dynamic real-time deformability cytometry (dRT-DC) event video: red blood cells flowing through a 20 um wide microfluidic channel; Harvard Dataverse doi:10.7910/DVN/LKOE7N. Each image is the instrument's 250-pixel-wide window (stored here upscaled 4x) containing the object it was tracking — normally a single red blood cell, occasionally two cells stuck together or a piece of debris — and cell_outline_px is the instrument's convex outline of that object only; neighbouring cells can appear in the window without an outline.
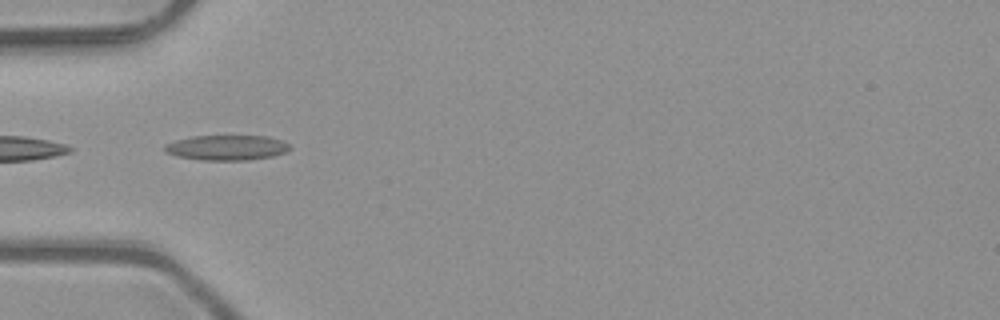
{"species": "common noctule bat (a hibernating species)", "species_latin": "Nyctalus noctula", "temperature_condition": "room temperature", "stored_images_in_passage": 33, "camera_frame_rate_fps": 3000, "um_per_image_px": 0.085, "animal": {"sex": "male", "body_mass_g": 23.1, "forearm_length_mm": 52.7}, "frame": {"image": 1, "passage_image": 1, "time_ms": 0.0, "image_size_px": [1000, 320], "cell_outline_px": [[292, 148], [284, 152], [272, 156], [248, 160], [200, 160], [176, 156], [164, 152], [164, 144], [176, 140], [192, 136], [268, 136], [280, 140], [288, 144]], "centroid_in_image_um": [19.23, 12.55], "position_along_channel_um": 65.8, "area_um2": 18.32}}
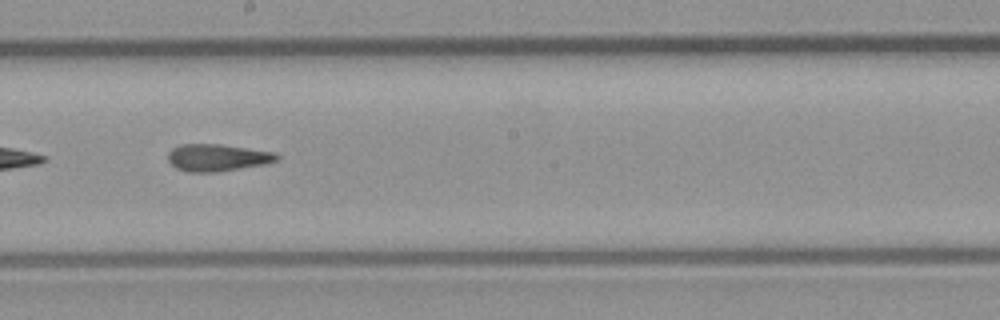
{"frame": {"image": 2, "passage_image": 13, "time_ms": 4.0, "image_size_px": [1000, 320], "cell_outline_px": [[280, 156], [276, 160], [264, 164], [216, 172], [188, 172], [176, 168], [168, 160], [168, 152], [172, 148], [180, 144], [220, 144], [276, 152]], "centroid_in_image_um": [18.46, 13.39], "position_along_channel_um": 229.7, "area_um2": 17.17}}
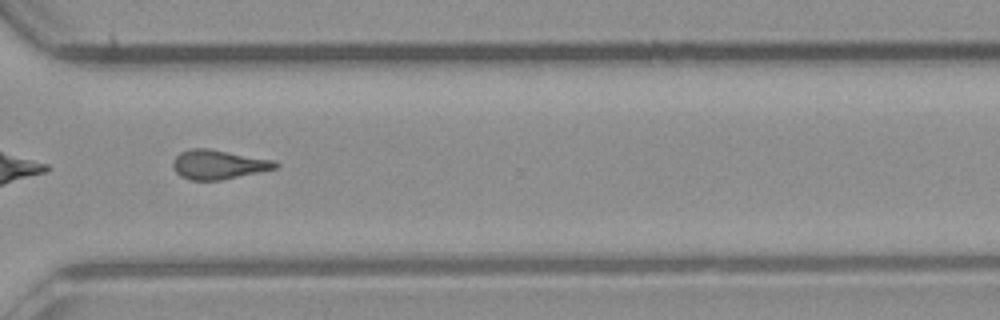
{"frame": {"image": 3, "passage_image": 22, "time_ms": 7.0, "image_size_px": [1000, 320], "cell_outline_px": [[280, 164], [276, 168], [220, 180], [192, 180], [180, 176], [176, 172], [172, 164], [172, 160], [180, 152], [192, 148], [208, 148], [272, 160]], "centroid_in_image_um": [18.51, 13.98], "position_along_channel_um": 352.1, "area_um2": 17.22}, "authors_computed_cell_mechanics": {"area_um2": 17.1088, "velocity_mm_per_s": 4.0889, "shape_relaxation_time_tau1_ms": null, "shape_relaxation_time_tau2_ms": 3.6669, "deformation_change_tau1": null, "deformation_change_tau2": 0.1476}}